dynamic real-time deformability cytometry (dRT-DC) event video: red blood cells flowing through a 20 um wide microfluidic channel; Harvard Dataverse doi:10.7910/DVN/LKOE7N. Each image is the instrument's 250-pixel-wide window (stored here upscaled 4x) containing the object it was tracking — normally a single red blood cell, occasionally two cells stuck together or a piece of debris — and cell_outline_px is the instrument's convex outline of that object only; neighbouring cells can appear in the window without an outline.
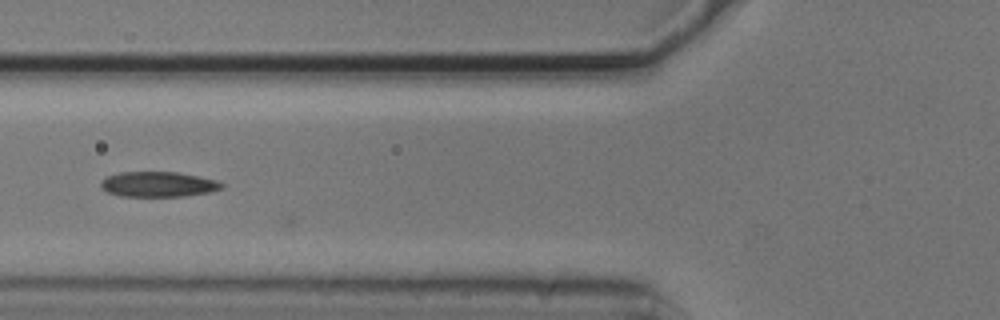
{"species": "common noctule bat (a hibernating species)", "species_latin": "Nyctalus noctula", "temperature_condition": "cold", "stored_images_in_passage": 10, "camera_frame_rate_fps": 3000, "um_per_image_px": 0.085, "animal": {"sex": "male", "body_mass_g": 20.5, "forearm_length_mm": 52.5}, "frame": {"image": 1, "passage_image": 9, "time_ms": 2.667, "image_size_px": [1000, 320], "cell_outline_px": [[224, 188], [212, 192], [184, 196], [120, 196], [108, 192], [100, 188], [100, 180], [108, 176], [120, 172], [176, 172], [200, 176], [216, 180], [224, 184]], "centroid_in_image_um": [13.46, 15.66], "position_along_channel_um": 112.3, "area_um2": 17.92}}